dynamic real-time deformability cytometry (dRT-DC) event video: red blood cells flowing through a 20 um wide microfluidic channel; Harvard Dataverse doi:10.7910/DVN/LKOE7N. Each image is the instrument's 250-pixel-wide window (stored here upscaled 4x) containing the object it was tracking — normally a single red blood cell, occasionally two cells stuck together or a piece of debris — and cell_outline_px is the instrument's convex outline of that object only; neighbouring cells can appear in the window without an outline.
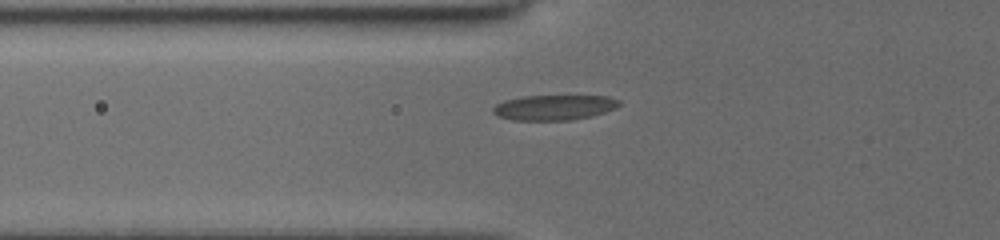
{"species": "common noctule bat (a hibernating species)", "species_latin": "Nyctalus noctula", "temperature_condition": "cold", "stored_images_in_passage": 42, "camera_frame_rate_fps": 3000, "um_per_image_px": 0.085, "animal": {"sex": "female", "body_mass_g": 19.5, "forearm_length_mm": 54.1}, "frame": {"image": 1, "passage_image": 9, "time_ms": 2.667, "image_size_px": [1000, 240], "cell_outline_px": [[620, 104], [616, 108], [592, 116], [568, 120], [512, 120], [496, 116], [492, 112], [492, 108], [496, 104], [504, 100], [520, 96], [608, 96], [620, 100]], "centroid_in_image_um": [47.06, 9.13], "position_along_channel_um": 78.7, "area_um2": 18.61}}
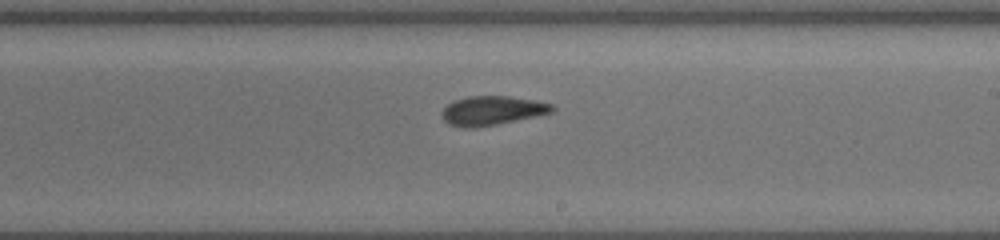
{"frame": {"image": 2, "passage_image": 22, "time_ms": 7.0, "image_size_px": [1000, 240], "cell_outline_px": [[556, 108], [552, 112], [536, 116], [496, 124], [452, 124], [444, 120], [440, 116], [440, 112], [452, 100], [468, 96], [508, 96], [536, 100], [552, 104]], "centroid_in_image_um": [41.88, 9.33], "position_along_channel_um": 247.1, "area_um2": 17.98}}
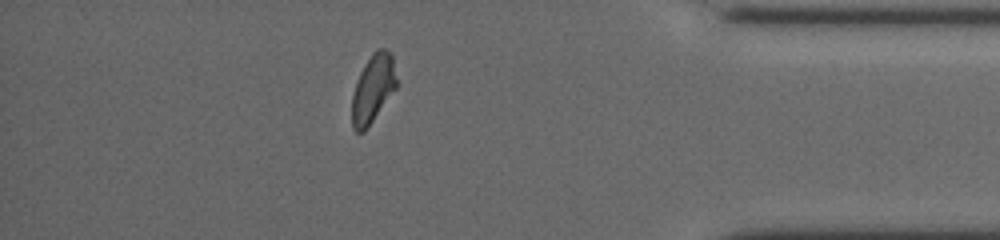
{"frame": {"image": 3, "passage_image": 36, "time_ms": 11.667, "image_size_px": [1000, 240], "cell_outline_px": [[396, 88], [364, 132], [356, 132], [352, 128], [352, 96], [360, 72], [364, 64], [372, 52], [376, 48], [384, 48], [392, 52], [396, 80]], "centroid_in_image_um": [31.7, 7.5], "position_along_channel_um": 403.5, "area_um2": 17.63}}